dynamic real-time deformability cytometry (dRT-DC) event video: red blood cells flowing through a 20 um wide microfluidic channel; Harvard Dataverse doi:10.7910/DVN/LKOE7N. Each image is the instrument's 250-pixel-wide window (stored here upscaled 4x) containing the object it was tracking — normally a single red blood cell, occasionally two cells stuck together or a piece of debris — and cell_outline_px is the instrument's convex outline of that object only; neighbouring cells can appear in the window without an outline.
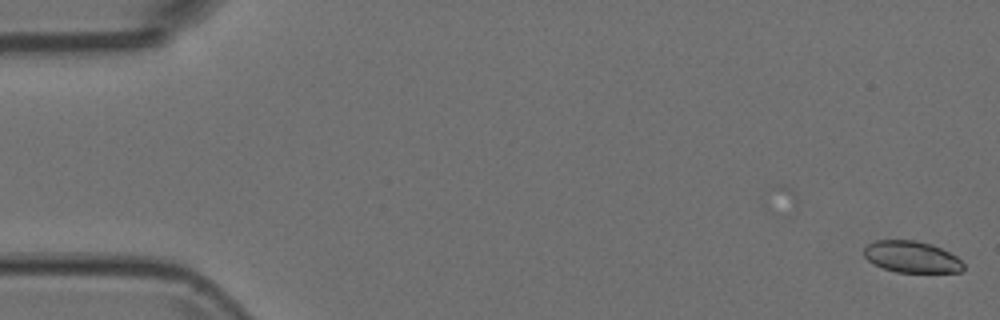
{"species": "Egyptian fruit bat (a non-hibernating species)", "species_latin": "Rousettus aegyptiacus", "temperature_condition": "room temperature", "stored_images_in_passage": 45, "camera_frame_rate_fps": 3000, "um_per_image_px": 0.085, "animal": {"sex": "female"}, "frame": {"image": 1, "passage_image": 1, "time_ms": 0.0, "image_size_px": [1000, 320], "cell_outline_px": [[964, 268], [960, 272], [896, 272], [884, 268], [868, 260], [864, 256], [864, 248], [868, 244], [876, 240], [916, 240], [932, 244], [956, 256], [964, 264]], "centroid_in_image_um": [77.49, 21.83], "position_along_channel_um": 7.5, "area_um2": 18.15}}
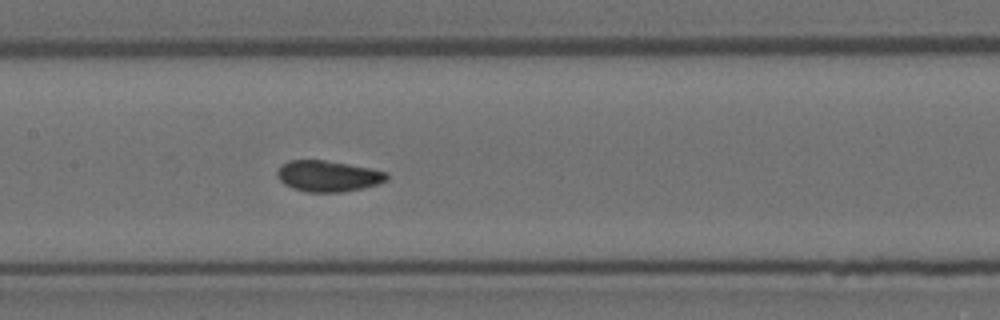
{"frame": {"image": 2, "passage_image": 26, "time_ms": 8.333, "image_size_px": [1000, 320], "cell_outline_px": [[388, 180], [380, 184], [364, 188], [344, 192], [308, 192], [292, 188], [284, 184], [276, 176], [276, 172], [280, 164], [288, 160], [324, 160], [348, 164], [388, 172]], "centroid_in_image_um": [27.87, 14.97], "position_along_channel_um": 179.5, "area_um2": 20.06}}
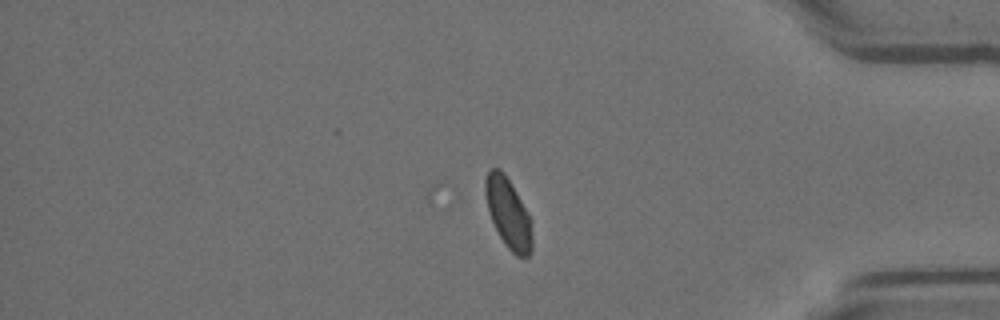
{"frame": {"image": 3, "passage_image": 45, "time_ms": 14.667, "image_size_px": [1000, 320], "cell_outline_px": [[532, 252], [528, 256], [516, 256], [504, 244], [492, 220], [488, 208], [484, 192], [484, 180], [488, 172], [492, 168], [500, 168], [504, 172], [528, 212], [532, 220]], "centroid_in_image_um": [43.22, 18.12], "position_along_channel_um": 392.0, "area_um2": 19.13}}